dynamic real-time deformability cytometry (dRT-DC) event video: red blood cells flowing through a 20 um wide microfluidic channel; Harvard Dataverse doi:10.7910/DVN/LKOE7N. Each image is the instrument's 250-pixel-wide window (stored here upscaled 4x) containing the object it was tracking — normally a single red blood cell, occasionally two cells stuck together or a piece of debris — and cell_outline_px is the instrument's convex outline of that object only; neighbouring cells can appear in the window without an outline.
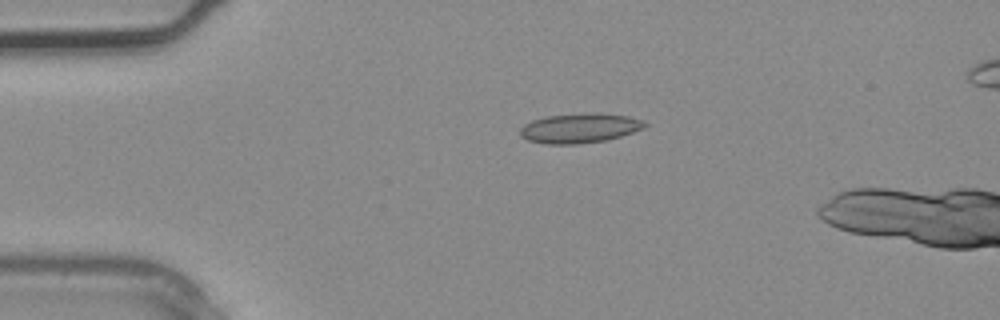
{"species": "common noctule bat (a hibernating species)", "species_latin": "Nyctalus noctula", "temperature_condition": "warm", "stored_images_in_passage": 2, "camera_frame_rate_fps": 3000, "um_per_image_px": 0.085, "animal": {"sex": "male", "body_mass_g": 20.4}, "frame": {"image": 1, "passage_image": 1, "time_ms": 0.0, "image_size_px": [1000, 320], "cell_outline_px": [[648, 124], [644, 128], [620, 136], [604, 140], [580, 144], [544, 144], [528, 140], [520, 136], [520, 128], [524, 124], [532, 120], [548, 116], [588, 112], [628, 116], [644, 120]], "centroid_in_image_um": [49.26, 10.89], "position_along_channel_um": 35.7, "area_um2": 21.56}}